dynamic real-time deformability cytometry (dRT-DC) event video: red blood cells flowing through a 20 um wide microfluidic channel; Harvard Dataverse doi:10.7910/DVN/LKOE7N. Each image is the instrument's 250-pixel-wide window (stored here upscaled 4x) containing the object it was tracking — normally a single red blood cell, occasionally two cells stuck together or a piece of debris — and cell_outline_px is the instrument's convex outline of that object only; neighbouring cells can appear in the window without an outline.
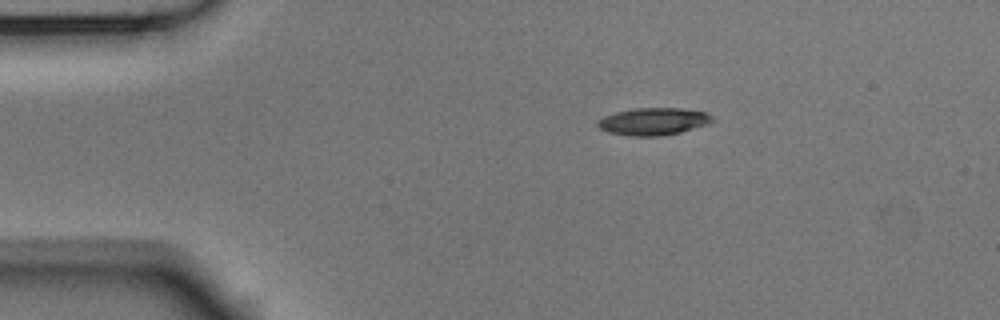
{"species": "Egyptian fruit bat (a non-hibernating species)", "species_latin": "Rousettus aegyptiacus", "temperature_condition": "room temperature", "stored_images_in_passage": 44, "camera_frame_rate_fps": 3000, "um_per_image_px": 0.085, "animal": {"sex": "male"}, "frame": {"image": 1, "passage_image": 1, "time_ms": 0.0, "image_size_px": [1000, 320], "cell_outline_px": [[716, 120], [680, 132], [660, 136], [628, 136], [608, 132], [600, 128], [596, 124], [596, 120], [604, 116], [616, 112], [636, 108], [680, 108], [704, 112], [716, 116]], "centroid_in_image_um": [55.51, 10.32], "position_along_channel_um": 29.5, "area_um2": 18.21}}
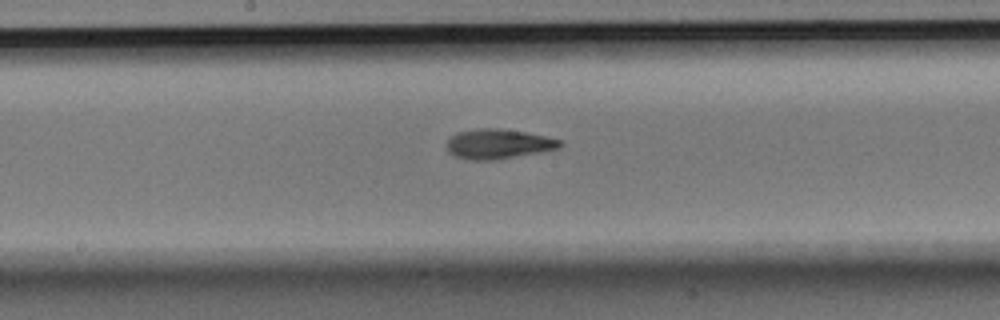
{"frame": {"image": 2, "passage_image": 19, "time_ms": 6.0, "image_size_px": [1000, 320], "cell_outline_px": [[564, 144], [560, 148], [540, 152], [496, 160], [472, 160], [452, 156], [448, 152], [448, 140], [452, 136], [460, 132], [476, 128], [496, 128], [524, 132], [564, 140]], "centroid_in_image_um": [42.39, 12.24], "position_along_channel_um": 205.8, "area_um2": 19.65}}
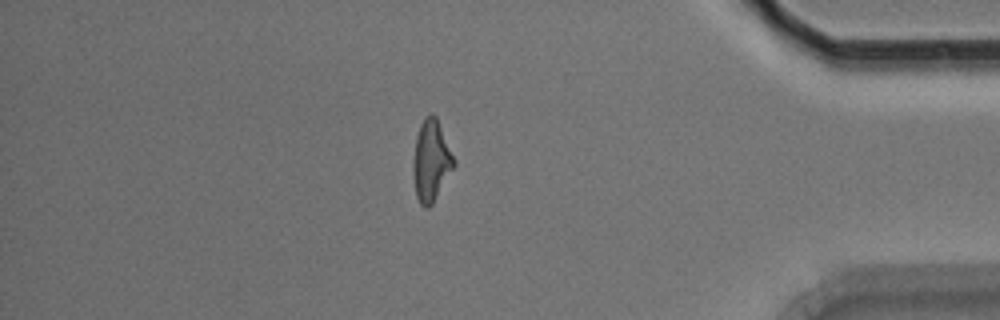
{"frame": {"image": 3, "passage_image": 37, "time_ms": 12.0, "image_size_px": [1000, 320], "cell_outline_px": [[456, 164], [432, 204], [428, 208], [424, 208], [420, 204], [416, 196], [412, 168], [412, 164], [416, 136], [420, 124], [428, 112], [432, 112], [436, 116], [456, 160]], "centroid_in_image_um": [36.64, 13.64], "position_along_channel_um": 398.6, "area_um2": 19.48}, "authors_computed_cell_mechanics": {"area_um2": 19.0451, "velocity_mm_per_s": 3.7913, "shape_relaxation_time_tau1_ms": 4.8771, "shape_relaxation_time_tau2_ms": 2.713, "deformation_change_tau1": 0.1793, "deformation_change_tau2": 0.1083}}